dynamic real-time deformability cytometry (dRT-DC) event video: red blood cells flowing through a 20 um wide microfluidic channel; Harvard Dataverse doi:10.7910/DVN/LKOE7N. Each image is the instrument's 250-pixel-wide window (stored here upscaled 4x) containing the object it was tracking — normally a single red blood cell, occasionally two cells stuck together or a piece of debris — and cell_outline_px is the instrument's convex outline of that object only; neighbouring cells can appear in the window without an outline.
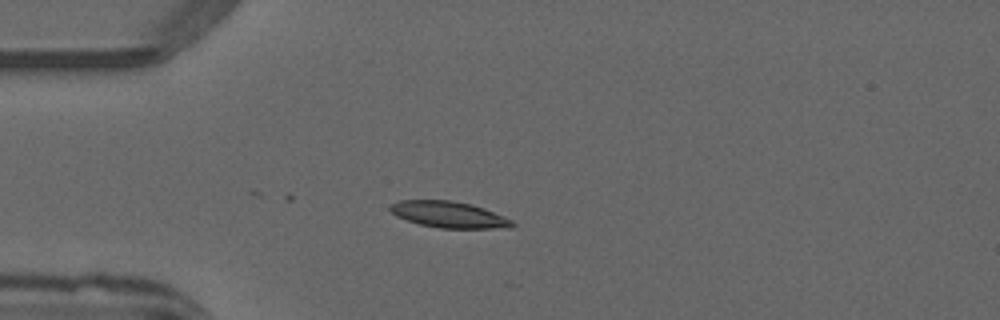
{"species": "common noctule bat (a hibernating species)", "species_latin": "Nyctalus noctula", "temperature_condition": "warm", "stored_images_in_passage": 3, "camera_frame_rate_fps": 3000, "um_per_image_px": 0.085, "animal": {"sex": "male", "forearm_length_mm": 52.5}, "frame": {"image": 1, "passage_image": 3, "time_ms": 0.667, "image_size_px": [1000, 320], "cell_outline_px": [[516, 224], [512, 228], [440, 228], [420, 224], [396, 216], [388, 208], [388, 204], [400, 200], [448, 200], [472, 204], [484, 208], [504, 216], [512, 220]], "centroid_in_image_um": [38.16, 18.23], "position_along_channel_um": 46.8, "area_um2": 18.79}}